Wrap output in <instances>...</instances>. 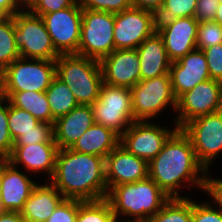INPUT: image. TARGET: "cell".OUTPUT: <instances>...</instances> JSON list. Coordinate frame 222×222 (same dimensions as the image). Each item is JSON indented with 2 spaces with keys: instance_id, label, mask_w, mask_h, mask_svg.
I'll return each instance as SVG.
<instances>
[{
  "instance_id": "4",
  "label": "cell",
  "mask_w": 222,
  "mask_h": 222,
  "mask_svg": "<svg viewBox=\"0 0 222 222\" xmlns=\"http://www.w3.org/2000/svg\"><path fill=\"white\" fill-rule=\"evenodd\" d=\"M55 61L56 76L70 88L78 104H93L104 83L100 62L78 54H60Z\"/></svg>"
},
{
  "instance_id": "9",
  "label": "cell",
  "mask_w": 222,
  "mask_h": 222,
  "mask_svg": "<svg viewBox=\"0 0 222 222\" xmlns=\"http://www.w3.org/2000/svg\"><path fill=\"white\" fill-rule=\"evenodd\" d=\"M131 94L135 121H149L169 105L177 109L169 74L139 81L131 88Z\"/></svg>"
},
{
  "instance_id": "49",
  "label": "cell",
  "mask_w": 222,
  "mask_h": 222,
  "mask_svg": "<svg viewBox=\"0 0 222 222\" xmlns=\"http://www.w3.org/2000/svg\"><path fill=\"white\" fill-rule=\"evenodd\" d=\"M4 212L2 202H1V197H0V213Z\"/></svg>"
},
{
  "instance_id": "48",
  "label": "cell",
  "mask_w": 222,
  "mask_h": 222,
  "mask_svg": "<svg viewBox=\"0 0 222 222\" xmlns=\"http://www.w3.org/2000/svg\"><path fill=\"white\" fill-rule=\"evenodd\" d=\"M24 7L30 2V0H20Z\"/></svg>"
},
{
  "instance_id": "39",
  "label": "cell",
  "mask_w": 222,
  "mask_h": 222,
  "mask_svg": "<svg viewBox=\"0 0 222 222\" xmlns=\"http://www.w3.org/2000/svg\"><path fill=\"white\" fill-rule=\"evenodd\" d=\"M210 203L192 201V222H222V214Z\"/></svg>"
},
{
  "instance_id": "36",
  "label": "cell",
  "mask_w": 222,
  "mask_h": 222,
  "mask_svg": "<svg viewBox=\"0 0 222 222\" xmlns=\"http://www.w3.org/2000/svg\"><path fill=\"white\" fill-rule=\"evenodd\" d=\"M78 0H30L25 6L35 15L53 13L58 10L73 6Z\"/></svg>"
},
{
  "instance_id": "18",
  "label": "cell",
  "mask_w": 222,
  "mask_h": 222,
  "mask_svg": "<svg viewBox=\"0 0 222 222\" xmlns=\"http://www.w3.org/2000/svg\"><path fill=\"white\" fill-rule=\"evenodd\" d=\"M169 75L172 90L177 99L197 84L210 79L204 52L195 49L172 62Z\"/></svg>"
},
{
  "instance_id": "23",
  "label": "cell",
  "mask_w": 222,
  "mask_h": 222,
  "mask_svg": "<svg viewBox=\"0 0 222 222\" xmlns=\"http://www.w3.org/2000/svg\"><path fill=\"white\" fill-rule=\"evenodd\" d=\"M65 198L51 184L36 185L20 211L25 222H46Z\"/></svg>"
},
{
  "instance_id": "10",
  "label": "cell",
  "mask_w": 222,
  "mask_h": 222,
  "mask_svg": "<svg viewBox=\"0 0 222 222\" xmlns=\"http://www.w3.org/2000/svg\"><path fill=\"white\" fill-rule=\"evenodd\" d=\"M181 130L189 137L197 160L208 172L212 159L222 151V110L197 117Z\"/></svg>"
},
{
  "instance_id": "27",
  "label": "cell",
  "mask_w": 222,
  "mask_h": 222,
  "mask_svg": "<svg viewBox=\"0 0 222 222\" xmlns=\"http://www.w3.org/2000/svg\"><path fill=\"white\" fill-rule=\"evenodd\" d=\"M146 222H192V200L190 198H170Z\"/></svg>"
},
{
  "instance_id": "7",
  "label": "cell",
  "mask_w": 222,
  "mask_h": 222,
  "mask_svg": "<svg viewBox=\"0 0 222 222\" xmlns=\"http://www.w3.org/2000/svg\"><path fill=\"white\" fill-rule=\"evenodd\" d=\"M94 121L119 136L135 121L131 89L103 83L98 99L91 104Z\"/></svg>"
},
{
  "instance_id": "43",
  "label": "cell",
  "mask_w": 222,
  "mask_h": 222,
  "mask_svg": "<svg viewBox=\"0 0 222 222\" xmlns=\"http://www.w3.org/2000/svg\"><path fill=\"white\" fill-rule=\"evenodd\" d=\"M20 5L24 6L20 0H0V18L14 16L21 11Z\"/></svg>"
},
{
  "instance_id": "46",
  "label": "cell",
  "mask_w": 222,
  "mask_h": 222,
  "mask_svg": "<svg viewBox=\"0 0 222 222\" xmlns=\"http://www.w3.org/2000/svg\"><path fill=\"white\" fill-rule=\"evenodd\" d=\"M4 171V159H0V190H1V179Z\"/></svg>"
},
{
  "instance_id": "35",
  "label": "cell",
  "mask_w": 222,
  "mask_h": 222,
  "mask_svg": "<svg viewBox=\"0 0 222 222\" xmlns=\"http://www.w3.org/2000/svg\"><path fill=\"white\" fill-rule=\"evenodd\" d=\"M43 142H55L53 124L40 122L38 124V131L23 133V135L14 142V146H26Z\"/></svg>"
},
{
  "instance_id": "47",
  "label": "cell",
  "mask_w": 222,
  "mask_h": 222,
  "mask_svg": "<svg viewBox=\"0 0 222 222\" xmlns=\"http://www.w3.org/2000/svg\"><path fill=\"white\" fill-rule=\"evenodd\" d=\"M117 218H118L117 216H113L108 222H118V221H117ZM123 222H124V221H123ZM125 222H133V221H132V219H131V220L125 221Z\"/></svg>"
},
{
  "instance_id": "17",
  "label": "cell",
  "mask_w": 222,
  "mask_h": 222,
  "mask_svg": "<svg viewBox=\"0 0 222 222\" xmlns=\"http://www.w3.org/2000/svg\"><path fill=\"white\" fill-rule=\"evenodd\" d=\"M148 163L118 145L105 158V179L112 186L134 183L148 177Z\"/></svg>"
},
{
  "instance_id": "26",
  "label": "cell",
  "mask_w": 222,
  "mask_h": 222,
  "mask_svg": "<svg viewBox=\"0 0 222 222\" xmlns=\"http://www.w3.org/2000/svg\"><path fill=\"white\" fill-rule=\"evenodd\" d=\"M45 93L55 121L79 105L70 88L57 76L53 78Z\"/></svg>"
},
{
  "instance_id": "44",
  "label": "cell",
  "mask_w": 222,
  "mask_h": 222,
  "mask_svg": "<svg viewBox=\"0 0 222 222\" xmlns=\"http://www.w3.org/2000/svg\"><path fill=\"white\" fill-rule=\"evenodd\" d=\"M0 222H25L20 212L4 211L0 213Z\"/></svg>"
},
{
  "instance_id": "19",
  "label": "cell",
  "mask_w": 222,
  "mask_h": 222,
  "mask_svg": "<svg viewBox=\"0 0 222 222\" xmlns=\"http://www.w3.org/2000/svg\"><path fill=\"white\" fill-rule=\"evenodd\" d=\"M58 150L59 148L56 142L13 146V150L8 161L14 167H17V164H23L25 169L31 171V173L46 171L50 177L49 179H51L55 170Z\"/></svg>"
},
{
  "instance_id": "30",
  "label": "cell",
  "mask_w": 222,
  "mask_h": 222,
  "mask_svg": "<svg viewBox=\"0 0 222 222\" xmlns=\"http://www.w3.org/2000/svg\"><path fill=\"white\" fill-rule=\"evenodd\" d=\"M113 216V210L106 199L79 201L76 222H108Z\"/></svg>"
},
{
  "instance_id": "3",
  "label": "cell",
  "mask_w": 222,
  "mask_h": 222,
  "mask_svg": "<svg viewBox=\"0 0 222 222\" xmlns=\"http://www.w3.org/2000/svg\"><path fill=\"white\" fill-rule=\"evenodd\" d=\"M114 216H130L133 222H146L170 199L148 176L134 183L112 186L105 198Z\"/></svg>"
},
{
  "instance_id": "32",
  "label": "cell",
  "mask_w": 222,
  "mask_h": 222,
  "mask_svg": "<svg viewBox=\"0 0 222 222\" xmlns=\"http://www.w3.org/2000/svg\"><path fill=\"white\" fill-rule=\"evenodd\" d=\"M222 43V27L214 20L200 22L197 29L196 46L203 50Z\"/></svg>"
},
{
  "instance_id": "20",
  "label": "cell",
  "mask_w": 222,
  "mask_h": 222,
  "mask_svg": "<svg viewBox=\"0 0 222 222\" xmlns=\"http://www.w3.org/2000/svg\"><path fill=\"white\" fill-rule=\"evenodd\" d=\"M24 173L19 172L8 159H4L0 197L4 211L20 212L37 185Z\"/></svg>"
},
{
  "instance_id": "21",
  "label": "cell",
  "mask_w": 222,
  "mask_h": 222,
  "mask_svg": "<svg viewBox=\"0 0 222 222\" xmlns=\"http://www.w3.org/2000/svg\"><path fill=\"white\" fill-rule=\"evenodd\" d=\"M94 123L91 105L79 104L55 121L54 141L59 149L71 148Z\"/></svg>"
},
{
  "instance_id": "31",
  "label": "cell",
  "mask_w": 222,
  "mask_h": 222,
  "mask_svg": "<svg viewBox=\"0 0 222 222\" xmlns=\"http://www.w3.org/2000/svg\"><path fill=\"white\" fill-rule=\"evenodd\" d=\"M197 0H164L156 15L157 21L194 17Z\"/></svg>"
},
{
  "instance_id": "14",
  "label": "cell",
  "mask_w": 222,
  "mask_h": 222,
  "mask_svg": "<svg viewBox=\"0 0 222 222\" xmlns=\"http://www.w3.org/2000/svg\"><path fill=\"white\" fill-rule=\"evenodd\" d=\"M156 15L150 11L131 7L115 14V49H136L156 32Z\"/></svg>"
},
{
  "instance_id": "24",
  "label": "cell",
  "mask_w": 222,
  "mask_h": 222,
  "mask_svg": "<svg viewBox=\"0 0 222 222\" xmlns=\"http://www.w3.org/2000/svg\"><path fill=\"white\" fill-rule=\"evenodd\" d=\"M120 142V136L113 130L94 123L71 147L79 153H87L102 158L115 149Z\"/></svg>"
},
{
  "instance_id": "12",
  "label": "cell",
  "mask_w": 222,
  "mask_h": 222,
  "mask_svg": "<svg viewBox=\"0 0 222 222\" xmlns=\"http://www.w3.org/2000/svg\"><path fill=\"white\" fill-rule=\"evenodd\" d=\"M82 12L79 2L73 6L42 15L52 44L59 54H77L80 37Z\"/></svg>"
},
{
  "instance_id": "29",
  "label": "cell",
  "mask_w": 222,
  "mask_h": 222,
  "mask_svg": "<svg viewBox=\"0 0 222 222\" xmlns=\"http://www.w3.org/2000/svg\"><path fill=\"white\" fill-rule=\"evenodd\" d=\"M5 102L8 103V127L13 142L23 133L38 131V124L40 123L38 119L28 111L12 106L7 98H5Z\"/></svg>"
},
{
  "instance_id": "33",
  "label": "cell",
  "mask_w": 222,
  "mask_h": 222,
  "mask_svg": "<svg viewBox=\"0 0 222 222\" xmlns=\"http://www.w3.org/2000/svg\"><path fill=\"white\" fill-rule=\"evenodd\" d=\"M4 101L0 95V159H8L14 146L8 127V104L2 105Z\"/></svg>"
},
{
  "instance_id": "15",
  "label": "cell",
  "mask_w": 222,
  "mask_h": 222,
  "mask_svg": "<svg viewBox=\"0 0 222 222\" xmlns=\"http://www.w3.org/2000/svg\"><path fill=\"white\" fill-rule=\"evenodd\" d=\"M198 24L194 17L157 21L156 31L163 39L166 52L172 62L197 49Z\"/></svg>"
},
{
  "instance_id": "28",
  "label": "cell",
  "mask_w": 222,
  "mask_h": 222,
  "mask_svg": "<svg viewBox=\"0 0 222 222\" xmlns=\"http://www.w3.org/2000/svg\"><path fill=\"white\" fill-rule=\"evenodd\" d=\"M14 16L0 18V73L20 57L14 41Z\"/></svg>"
},
{
  "instance_id": "2",
  "label": "cell",
  "mask_w": 222,
  "mask_h": 222,
  "mask_svg": "<svg viewBox=\"0 0 222 222\" xmlns=\"http://www.w3.org/2000/svg\"><path fill=\"white\" fill-rule=\"evenodd\" d=\"M148 166V176L169 198H182L177 190L183 180L203 190L207 171L197 160L189 137L181 129L169 137ZM200 172L202 176L198 175Z\"/></svg>"
},
{
  "instance_id": "41",
  "label": "cell",
  "mask_w": 222,
  "mask_h": 222,
  "mask_svg": "<svg viewBox=\"0 0 222 222\" xmlns=\"http://www.w3.org/2000/svg\"><path fill=\"white\" fill-rule=\"evenodd\" d=\"M206 172L203 190L213 197V201L218 204V211L222 214V180L211 179Z\"/></svg>"
},
{
  "instance_id": "38",
  "label": "cell",
  "mask_w": 222,
  "mask_h": 222,
  "mask_svg": "<svg viewBox=\"0 0 222 222\" xmlns=\"http://www.w3.org/2000/svg\"><path fill=\"white\" fill-rule=\"evenodd\" d=\"M79 200L64 199L46 222H76Z\"/></svg>"
},
{
  "instance_id": "6",
  "label": "cell",
  "mask_w": 222,
  "mask_h": 222,
  "mask_svg": "<svg viewBox=\"0 0 222 222\" xmlns=\"http://www.w3.org/2000/svg\"><path fill=\"white\" fill-rule=\"evenodd\" d=\"M14 25V41L20 57L56 60L60 56L41 16L21 9L14 15Z\"/></svg>"
},
{
  "instance_id": "42",
  "label": "cell",
  "mask_w": 222,
  "mask_h": 222,
  "mask_svg": "<svg viewBox=\"0 0 222 222\" xmlns=\"http://www.w3.org/2000/svg\"><path fill=\"white\" fill-rule=\"evenodd\" d=\"M130 3L133 8L150 11L157 15L163 6L164 0H130Z\"/></svg>"
},
{
  "instance_id": "34",
  "label": "cell",
  "mask_w": 222,
  "mask_h": 222,
  "mask_svg": "<svg viewBox=\"0 0 222 222\" xmlns=\"http://www.w3.org/2000/svg\"><path fill=\"white\" fill-rule=\"evenodd\" d=\"M82 9L92 11H103L109 13H120L130 9V0H78Z\"/></svg>"
},
{
  "instance_id": "25",
  "label": "cell",
  "mask_w": 222,
  "mask_h": 222,
  "mask_svg": "<svg viewBox=\"0 0 222 222\" xmlns=\"http://www.w3.org/2000/svg\"><path fill=\"white\" fill-rule=\"evenodd\" d=\"M0 95L7 98L12 106H16L31 113L40 122L54 125L55 120L52 117L45 92H0Z\"/></svg>"
},
{
  "instance_id": "45",
  "label": "cell",
  "mask_w": 222,
  "mask_h": 222,
  "mask_svg": "<svg viewBox=\"0 0 222 222\" xmlns=\"http://www.w3.org/2000/svg\"><path fill=\"white\" fill-rule=\"evenodd\" d=\"M214 21L222 27V2L219 3Z\"/></svg>"
},
{
  "instance_id": "1",
  "label": "cell",
  "mask_w": 222,
  "mask_h": 222,
  "mask_svg": "<svg viewBox=\"0 0 222 222\" xmlns=\"http://www.w3.org/2000/svg\"><path fill=\"white\" fill-rule=\"evenodd\" d=\"M51 183L65 199H105L108 193L105 158L79 153L71 148L59 149Z\"/></svg>"
},
{
  "instance_id": "5",
  "label": "cell",
  "mask_w": 222,
  "mask_h": 222,
  "mask_svg": "<svg viewBox=\"0 0 222 222\" xmlns=\"http://www.w3.org/2000/svg\"><path fill=\"white\" fill-rule=\"evenodd\" d=\"M19 57L0 73V92H45L56 76V61Z\"/></svg>"
},
{
  "instance_id": "8",
  "label": "cell",
  "mask_w": 222,
  "mask_h": 222,
  "mask_svg": "<svg viewBox=\"0 0 222 222\" xmlns=\"http://www.w3.org/2000/svg\"><path fill=\"white\" fill-rule=\"evenodd\" d=\"M115 14L83 9L78 55L100 61L115 50Z\"/></svg>"
},
{
  "instance_id": "16",
  "label": "cell",
  "mask_w": 222,
  "mask_h": 222,
  "mask_svg": "<svg viewBox=\"0 0 222 222\" xmlns=\"http://www.w3.org/2000/svg\"><path fill=\"white\" fill-rule=\"evenodd\" d=\"M99 62L105 84L131 89L141 81L137 49H115Z\"/></svg>"
},
{
  "instance_id": "11",
  "label": "cell",
  "mask_w": 222,
  "mask_h": 222,
  "mask_svg": "<svg viewBox=\"0 0 222 222\" xmlns=\"http://www.w3.org/2000/svg\"><path fill=\"white\" fill-rule=\"evenodd\" d=\"M222 110V83L208 79L197 84L177 99L179 116L176 127L181 129L187 122Z\"/></svg>"
},
{
  "instance_id": "13",
  "label": "cell",
  "mask_w": 222,
  "mask_h": 222,
  "mask_svg": "<svg viewBox=\"0 0 222 222\" xmlns=\"http://www.w3.org/2000/svg\"><path fill=\"white\" fill-rule=\"evenodd\" d=\"M177 129L175 126L171 131L152 122L134 121L120 136L119 145L149 163Z\"/></svg>"
},
{
  "instance_id": "37",
  "label": "cell",
  "mask_w": 222,
  "mask_h": 222,
  "mask_svg": "<svg viewBox=\"0 0 222 222\" xmlns=\"http://www.w3.org/2000/svg\"><path fill=\"white\" fill-rule=\"evenodd\" d=\"M202 51L206 57L210 78L222 83V43Z\"/></svg>"
},
{
  "instance_id": "22",
  "label": "cell",
  "mask_w": 222,
  "mask_h": 222,
  "mask_svg": "<svg viewBox=\"0 0 222 222\" xmlns=\"http://www.w3.org/2000/svg\"><path fill=\"white\" fill-rule=\"evenodd\" d=\"M136 49L140 61L141 81L169 74L172 61L157 31L146 38Z\"/></svg>"
},
{
  "instance_id": "40",
  "label": "cell",
  "mask_w": 222,
  "mask_h": 222,
  "mask_svg": "<svg viewBox=\"0 0 222 222\" xmlns=\"http://www.w3.org/2000/svg\"><path fill=\"white\" fill-rule=\"evenodd\" d=\"M219 3L218 0H197L194 18L199 23L214 20Z\"/></svg>"
}]
</instances>
